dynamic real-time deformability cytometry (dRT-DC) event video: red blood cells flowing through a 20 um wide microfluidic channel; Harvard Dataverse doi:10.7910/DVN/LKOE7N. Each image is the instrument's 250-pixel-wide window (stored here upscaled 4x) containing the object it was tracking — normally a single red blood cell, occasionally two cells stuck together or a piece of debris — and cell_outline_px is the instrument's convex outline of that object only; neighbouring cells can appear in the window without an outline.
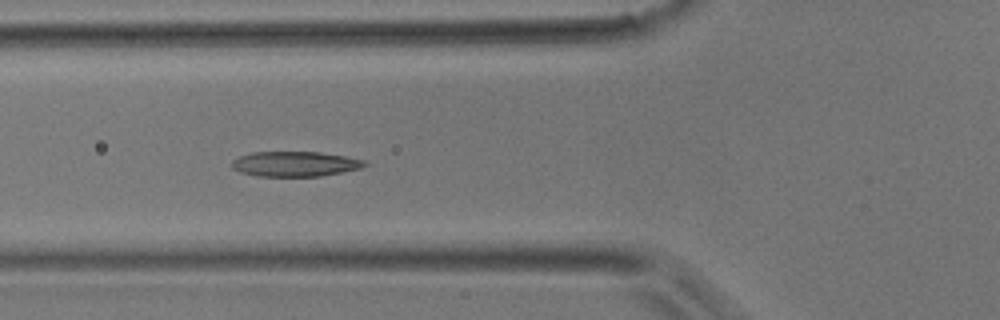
{"species": "common noctule bat (a hibernating species)", "species_latin": "Nyctalus noctula", "temperature_condition": "room temperature", "stored_images_in_passage": 5, "camera_frame_rate_fps": 3000, "um_per_image_px": 0.085, "animal": {"sex": "male", "body_mass_g": 17.9}, "frame": {"image": 1, "passage_image": 4, "time_ms": 1.0, "image_size_px": [1000, 320], "cell_outline_px": [[368, 164], [360, 168], [320, 176], [256, 176], [240, 172], [232, 168], [232, 160], [240, 156], [252, 152], [320, 152], [348, 156], [364, 160]], "centroid_in_image_um": [25.07, 13.93], "position_along_channel_um": 100.7, "area_um2": 19.36}}
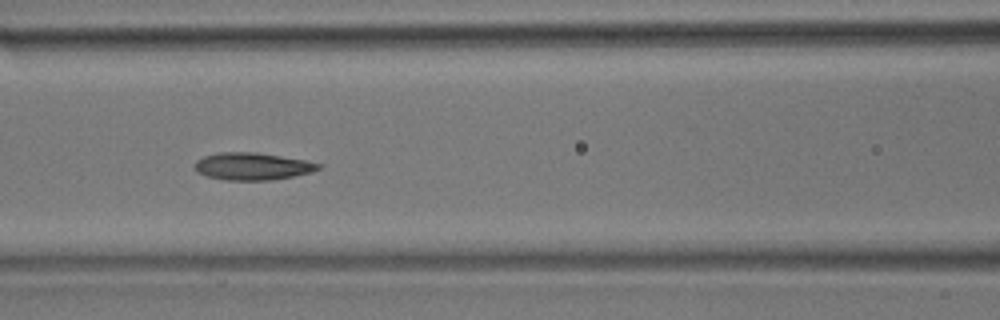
{"frame": {"image": 2, "passage_image": 5, "time_ms": 1.333, "image_size_px": [1000, 320], "cell_outline_px": [[324, 164], [320, 168], [312, 172], [272, 180], [224, 180], [204, 176], [196, 172], [192, 168], [192, 164], [196, 160], [204, 156], [216, 152], [256, 152], [304, 160]], "centroid_in_image_um": [21.38, 14.14], "position_along_channel_um": 145.2, "area_um2": 20.0}}